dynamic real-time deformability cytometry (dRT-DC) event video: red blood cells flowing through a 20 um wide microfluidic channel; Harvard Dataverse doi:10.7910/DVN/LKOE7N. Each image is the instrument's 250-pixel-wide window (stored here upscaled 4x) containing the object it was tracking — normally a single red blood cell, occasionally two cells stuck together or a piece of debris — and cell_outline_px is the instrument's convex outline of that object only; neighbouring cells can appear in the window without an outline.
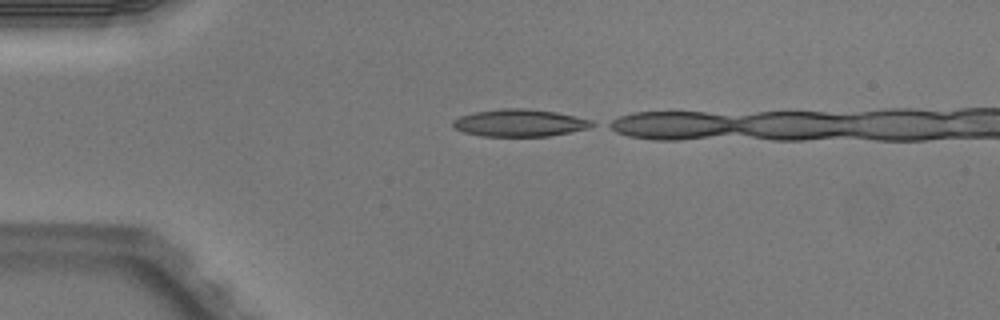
{"species": "Egyptian fruit bat (a non-hibernating species)", "species_latin": "Rousettus aegyptiacus", "temperature_condition": "warm", "stored_images_in_passage": 5, "camera_frame_rate_fps": 3000, "um_per_image_px": 0.085, "animal": {"sex": "male"}, "frame": {"image": 1, "passage_image": 1, "time_ms": 0.0, "image_size_px": [1000, 320], "cell_outline_px": [[596, 124], [588, 128], [572, 132], [548, 136], [480, 136], [464, 132], [452, 128], [452, 120], [460, 116], [472, 112], [500, 108], [524, 108], [556, 112], [576, 116], [592, 120]], "centroid_in_image_um": [44.15, 10.44], "position_along_channel_um": 40.9, "area_um2": 22.37}}